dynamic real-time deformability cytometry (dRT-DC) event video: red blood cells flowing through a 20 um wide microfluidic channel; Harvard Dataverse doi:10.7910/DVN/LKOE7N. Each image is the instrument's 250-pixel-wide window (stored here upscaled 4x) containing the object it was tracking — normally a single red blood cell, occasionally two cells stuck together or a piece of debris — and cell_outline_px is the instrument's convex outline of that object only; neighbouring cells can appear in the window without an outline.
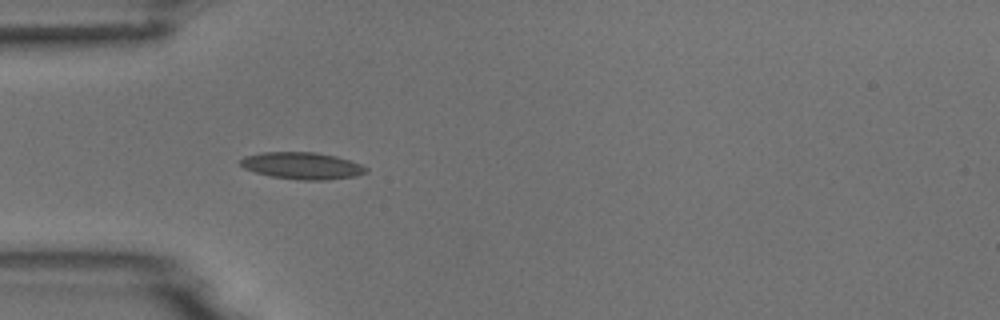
{"species": "common noctule bat (a hibernating species)", "species_latin": "Nyctalus noctula", "temperature_condition": "room temperature", "stored_images_in_passage": 2, "camera_frame_rate_fps": 3000, "um_per_image_px": 0.085, "animal": {"sex": "male", "body_mass_g": 18.8}, "frame": {"image": 1, "passage_image": 2, "time_ms": 1.0, "image_size_px": [1000, 320], "cell_outline_px": [[368, 172], [356, 176], [324, 180], [300, 180], [272, 176], [256, 172], [244, 168], [240, 164], [240, 160], [244, 156], [260, 152], [316, 152], [336, 156], [360, 164], [368, 168]], "centroid_in_image_um": [25.68, 14.08], "position_along_channel_um": 59.3, "area_um2": 19.65}}